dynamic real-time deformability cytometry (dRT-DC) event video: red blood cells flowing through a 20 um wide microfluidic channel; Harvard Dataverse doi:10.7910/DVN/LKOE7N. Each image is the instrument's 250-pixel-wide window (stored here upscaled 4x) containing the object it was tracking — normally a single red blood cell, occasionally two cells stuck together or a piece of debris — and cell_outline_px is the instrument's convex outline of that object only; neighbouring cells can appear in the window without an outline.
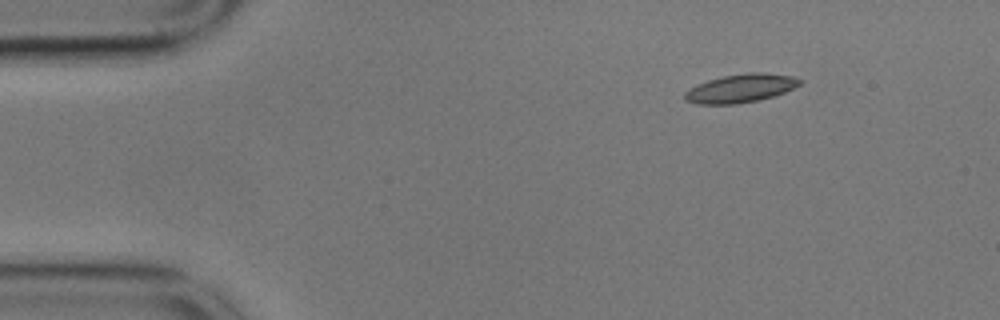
{"species": "common noctule bat (a hibernating species)", "species_latin": "Nyctalus noctula", "temperature_condition": "cold", "stored_images_in_passage": 50, "camera_frame_rate_fps": 3000, "um_per_image_px": 0.085, "animal": {"sex": "male", "body_mass_g": 17.9}, "frame": {"image": 1, "passage_image": 1, "time_ms": 0.0, "image_size_px": [1000, 320], "cell_outline_px": [[804, 80], [800, 84], [776, 96], [736, 104], [696, 104], [684, 100], [684, 92], [688, 88], [696, 84], [708, 80], [724, 76], [748, 72], [764, 72], [792, 76]], "centroid_in_image_um": [62.93, 7.5], "position_along_channel_um": 22.1, "area_um2": 19.19}}
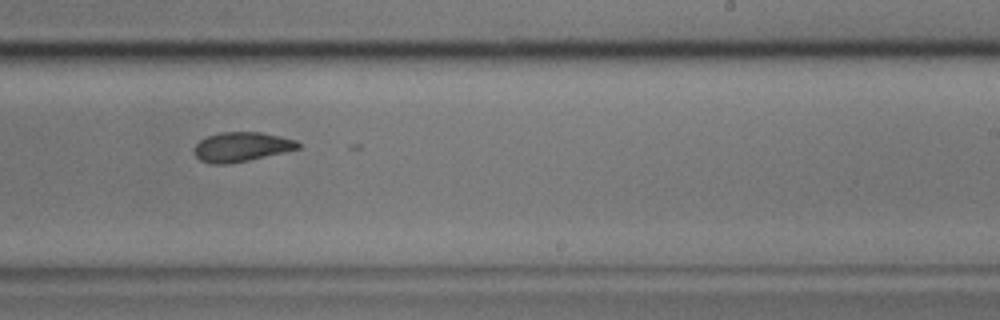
{"frame": {"image": 2, "passage_image": 28, "time_ms": 9.0, "image_size_px": [1000, 320], "cell_outline_px": [[300, 148], [284, 152], [248, 160], [224, 164], [212, 164], [200, 160], [196, 156], [192, 148], [200, 140], [208, 136], [220, 132], [260, 132], [280, 136], [296, 140], [300, 144]], "centroid_in_image_um": [20.51, 12.48], "position_along_channel_um": 268.5, "area_um2": 17.74}}
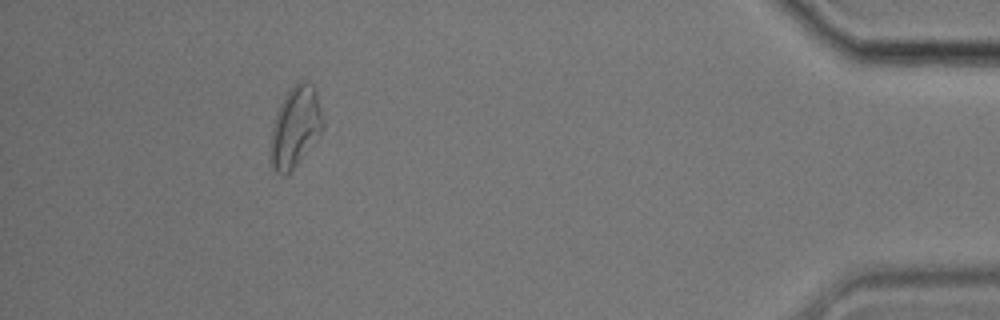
{"frame": {"image": 3, "passage_image": 45, "time_ms": 14.667, "image_size_px": [1000, 320], "cell_outline_px": [[324, 128], [296, 164], [284, 176], [280, 176], [272, 168], [268, 156], [268, 148], [272, 124], [276, 112], [280, 104], [288, 92], [300, 80], [304, 80], [312, 84], [316, 88], [324, 120]], "centroid_in_image_um": [25.07, 10.8], "position_along_channel_um": 410.1, "area_um2": 24.85}, "authors_computed_cell_mechanics": {"area_um2": 18.8717, "velocity_mm_per_s": 3.528, "shape_relaxation_time_tau1_ms": 0.0759, "shape_relaxation_time_tau2_ms": null, "deformation_change_tau1": 0.2551, "deformation_change_tau2": null}}